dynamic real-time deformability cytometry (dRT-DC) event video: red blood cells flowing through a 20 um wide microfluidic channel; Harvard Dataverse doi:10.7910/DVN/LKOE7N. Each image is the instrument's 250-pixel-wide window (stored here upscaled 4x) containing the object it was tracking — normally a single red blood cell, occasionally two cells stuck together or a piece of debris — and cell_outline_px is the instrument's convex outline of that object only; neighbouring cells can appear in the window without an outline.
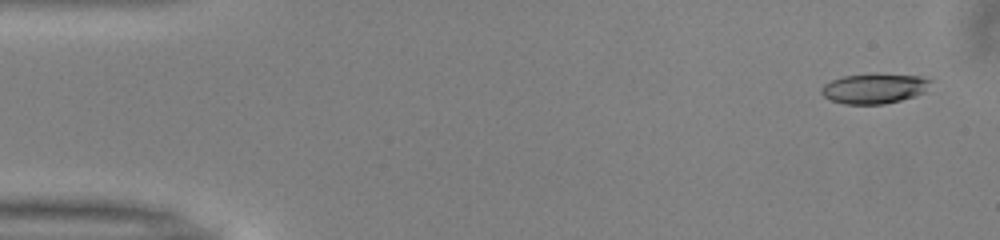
{"species": "common noctule bat (a hibernating species)", "species_latin": "Nyctalus noctula", "temperature_condition": "warm", "stored_images_in_passage": 51, "camera_frame_rate_fps": 3000, "um_per_image_px": 0.085, "animal": {"sex": "male", "body_mass_g": 13.0, "forearm_length_mm": 53.1}, "frame": {"image": 1, "passage_image": 3, "time_ms": 0.667, "image_size_px": [1000, 240], "cell_outline_px": [[932, 80], [924, 92], [916, 96], [884, 104], [844, 104], [832, 100], [824, 96], [820, 92], [820, 88], [824, 84], [832, 80], [844, 76], [876, 72], [920, 76]], "centroid_in_image_um": [74.31, 7.5], "position_along_channel_um": 10.7, "area_um2": 19.42}}
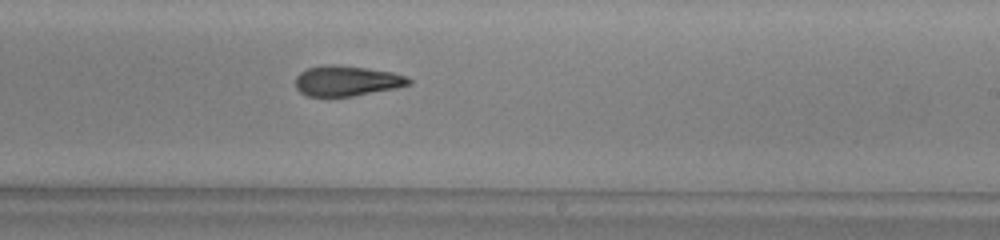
{"frame": {"image": 2, "passage_image": 31, "time_ms": 10.0, "image_size_px": [1000, 240], "cell_outline_px": [[412, 84], [396, 88], [352, 96], [308, 96], [300, 92], [296, 88], [296, 76], [300, 72], [308, 68], [328, 64], [336, 64], [368, 68], [392, 72], [408, 76], [412, 80]], "centroid_in_image_um": [29.5, 6.86], "position_along_channel_um": 259.5, "area_um2": 20.11}}
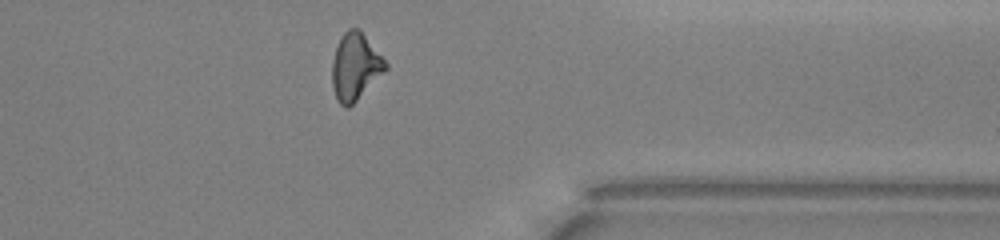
{"frame": {"image": 3, "passage_image": 41, "time_ms": 13.333, "image_size_px": [1000, 240], "cell_outline_px": [[388, 68], [348, 108], [344, 108], [336, 100], [332, 88], [332, 60], [340, 36], [348, 28], [360, 28], [388, 64]], "centroid_in_image_um": [30.18, 5.65], "position_along_channel_um": 381.2, "area_um2": 20.92}, "authors_computed_cell_mechanics": {"area_um2": 20.4612, "velocity_mm_per_s": 4.0226, "shape_relaxation_time_tau1_ms": 7.6308, "shape_relaxation_time_tau2_ms": 5.2953, "deformation_change_tau1": 0.2212, "deformation_change_tau2": 0.169}}